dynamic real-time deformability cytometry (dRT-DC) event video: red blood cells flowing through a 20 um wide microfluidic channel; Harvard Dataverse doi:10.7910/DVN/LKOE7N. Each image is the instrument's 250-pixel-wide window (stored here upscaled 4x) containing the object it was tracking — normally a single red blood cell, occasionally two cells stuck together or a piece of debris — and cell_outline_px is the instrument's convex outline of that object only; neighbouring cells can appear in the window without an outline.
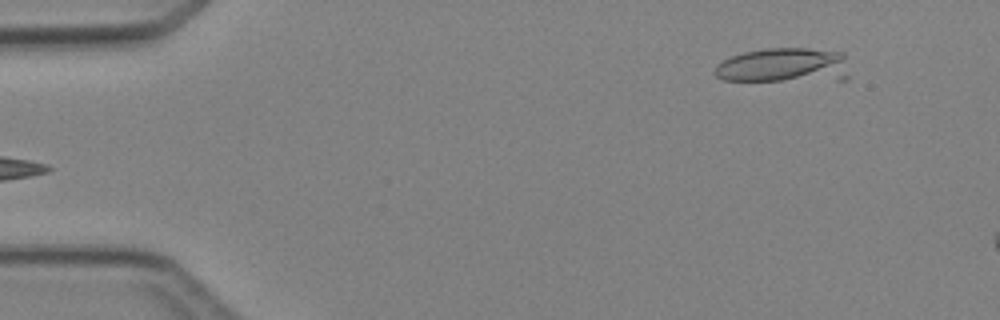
{"species": "Egyptian fruit bat (a non-hibernating species)", "species_latin": "Rousettus aegyptiacus", "temperature_condition": "cold", "stored_images_in_passage": 5, "camera_frame_rate_fps": 3000, "um_per_image_px": 0.085, "animal": {"sex": "female"}, "frame": {"image": 1, "passage_image": 5, "time_ms": 5.0, "image_size_px": [1000, 320], "cell_outline_px": [[848, 80], [724, 80], [716, 76], [712, 72], [716, 64], [732, 56], [744, 52], [764, 48], [808, 48], [844, 52], [848, 76]], "centroid_in_image_um": [66.64, 5.55], "position_along_channel_um": 18.4, "area_um2": 27.4}}